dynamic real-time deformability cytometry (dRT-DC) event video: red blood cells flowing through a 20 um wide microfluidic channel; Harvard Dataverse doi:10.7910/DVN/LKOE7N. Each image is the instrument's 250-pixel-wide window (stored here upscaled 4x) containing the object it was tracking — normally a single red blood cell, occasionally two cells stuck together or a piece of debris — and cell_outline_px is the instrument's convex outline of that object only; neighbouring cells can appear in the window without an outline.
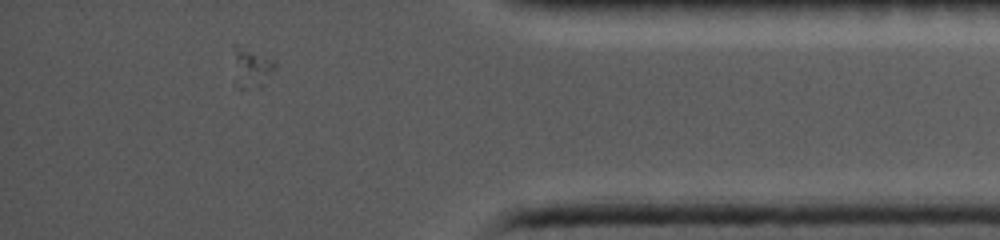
{"species": "common noctule bat (a hibernating species)", "species_latin": "Nyctalus noctula", "temperature_condition": "cold", "stored_images_in_passage": 25, "camera_frame_rate_fps": 5000, "um_per_image_px": 0.085, "animal": {"sex": "female", "body_mass_g": 19.0, "forearm_length_mm": 56.7}, "frame": {"image": 1, "passage_image": 25, "time_ms": 10.0, "image_size_px": [1000, 240], "cell_outline_px": [[276, 68], [260, 88], [240, 92], [236, 88], [232, 44], [236, 44], [276, 60]], "centroid_in_image_um": [21.35, 5.81], "position_along_channel_um": 413.9, "area_um2": 10.23}}